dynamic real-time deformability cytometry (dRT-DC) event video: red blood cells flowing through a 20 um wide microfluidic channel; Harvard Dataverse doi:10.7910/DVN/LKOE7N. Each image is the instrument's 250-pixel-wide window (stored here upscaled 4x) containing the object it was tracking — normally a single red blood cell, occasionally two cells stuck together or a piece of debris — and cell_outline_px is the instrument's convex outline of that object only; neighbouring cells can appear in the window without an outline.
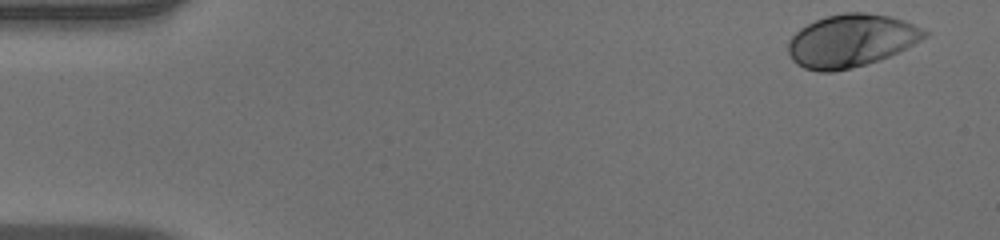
{"species": "human", "species_latin": "Homo sapiens", "temperature_condition": "warm", "stored_images_in_passage": 50, "camera_frame_rate_fps": 3000, "um_per_image_px": 0.085, "donor": {"sex": "male"}, "frame": {"image": 1, "passage_image": 1, "time_ms": 0.0, "image_size_px": [1000, 240], "cell_outline_px": [[932, 32], [928, 36], [880, 60], [852, 68], [832, 72], [820, 72], [804, 68], [796, 64], [792, 60], [788, 52], [788, 40], [800, 28], [816, 20], [828, 16], [844, 12], [864, 12], [892, 16], [904, 20]], "centroid_in_image_um": [72.34, 3.45], "position_along_channel_um": 12.7, "area_um2": 41.96}}
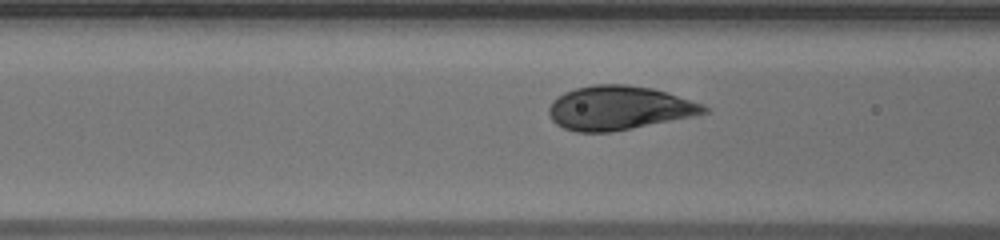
{"frame": {"image": 2, "passage_image": 19, "time_ms": 6.0, "image_size_px": [1000, 240], "cell_outline_px": [[708, 112], [692, 116], [612, 132], [576, 132], [564, 128], [556, 124], [552, 120], [548, 112], [548, 108], [552, 100], [564, 92], [576, 88], [592, 84], [628, 84], [652, 88], [668, 92], [704, 104], [708, 108]], "centroid_in_image_um": [52.59, 9.16], "position_along_channel_um": 114.0, "area_um2": 39.82}}
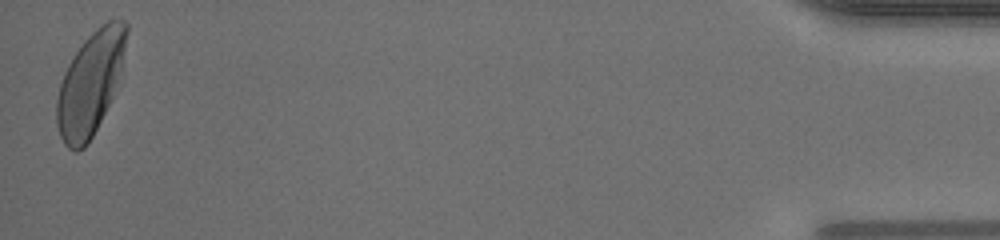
{"frame": {"image": 3, "passage_image": 50, "time_ms": 16.333, "image_size_px": [1000, 240], "cell_outline_px": [[128, 32], [112, 96], [88, 144], [84, 148], [76, 152], [68, 148], [64, 144], [60, 136], [56, 124], [56, 100], [60, 84], [64, 72], [72, 56], [84, 40], [100, 24], [108, 20], [124, 20], [128, 24]], "centroid_in_image_um": [7.62, 7.1], "position_along_channel_um": 427.6, "area_um2": 41.1}, "authors_computed_cell_mechanics": {"area_um2": 39.8531, "velocity_mm_per_s": 3.9066, "shape_relaxation_time_tau1_ms": 2.1466, "shape_relaxation_time_tau2_ms": null, "deformation_change_tau1": 0.1552, "deformation_change_tau2": null}}